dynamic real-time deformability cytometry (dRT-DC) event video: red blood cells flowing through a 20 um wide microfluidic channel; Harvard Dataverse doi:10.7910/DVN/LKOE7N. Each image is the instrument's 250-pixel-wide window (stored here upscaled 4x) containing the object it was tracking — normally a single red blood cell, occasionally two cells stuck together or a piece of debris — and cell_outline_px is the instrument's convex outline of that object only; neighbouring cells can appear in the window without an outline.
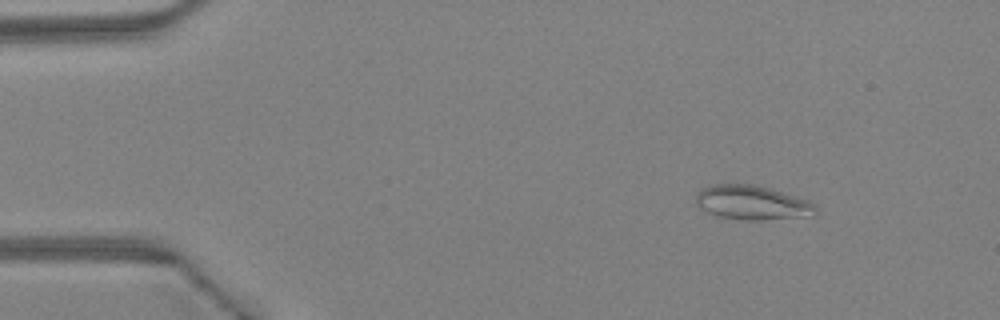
{"species": "Egyptian fruit bat (a non-hibernating species)", "species_latin": "Rousettus aegyptiacus", "temperature_condition": "warm", "stored_images_in_passage": 40, "camera_frame_rate_fps": 3000, "um_per_image_px": 0.085, "animal": {"sex": "female"}, "frame": {"image": 1, "passage_image": 1, "time_ms": 0.0, "image_size_px": [1000, 320], "cell_outline_px": [[816, 216], [760, 220], [744, 220], [716, 216], [700, 208], [696, 204], [696, 192], [700, 188], [712, 184], [752, 184], [768, 188], [796, 196], [808, 200], [816, 204]], "centroid_in_image_um": [63.93, 17.23], "position_along_channel_um": 21.1, "area_um2": 24.22}}
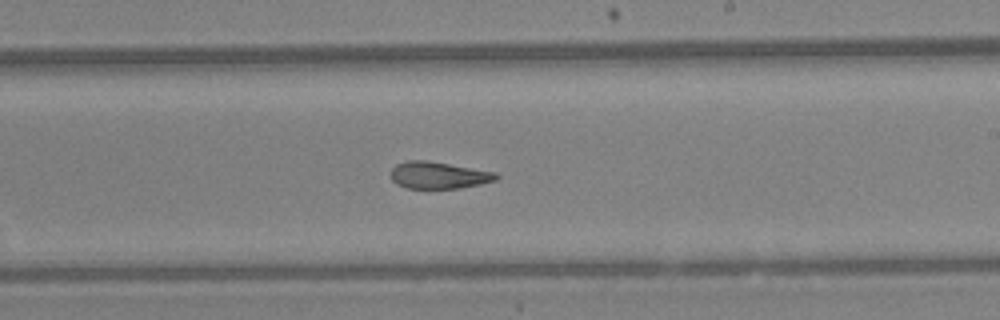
{"frame": {"image": 2, "passage_image": 22, "time_ms": 7.0, "image_size_px": [1000, 320], "cell_outline_px": [[500, 176], [496, 180], [480, 184], [460, 188], [408, 188], [396, 184], [392, 180], [388, 172], [396, 164], [408, 160], [428, 160], [496, 172]], "centroid_in_image_um": [37.25, 14.88], "position_along_channel_um": 251.8, "area_um2": 16.7}}
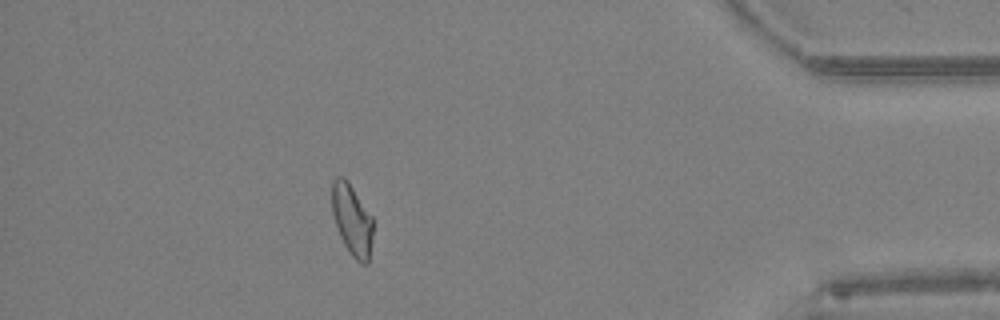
{"frame": {"image": 3, "passage_image": 35, "time_ms": 11.333, "image_size_px": [1000, 320], "cell_outline_px": [[372, 240], [368, 264], [360, 264], [348, 252], [340, 236], [332, 212], [332, 180], [336, 176], [344, 176], [372, 216]], "centroid_in_image_um": [29.92, 18.7], "position_along_channel_um": 405.3, "area_um2": 16.99}, "authors_computed_cell_mechanics": {"area_um2": 17.5712, "velocity_mm_per_s": 4.5886, "shape_relaxation_time_tau1_ms": null, "shape_relaxation_time_tau2_ms": 2.5628, "deformation_change_tau1": null, "deformation_change_tau2": 0.1034}}